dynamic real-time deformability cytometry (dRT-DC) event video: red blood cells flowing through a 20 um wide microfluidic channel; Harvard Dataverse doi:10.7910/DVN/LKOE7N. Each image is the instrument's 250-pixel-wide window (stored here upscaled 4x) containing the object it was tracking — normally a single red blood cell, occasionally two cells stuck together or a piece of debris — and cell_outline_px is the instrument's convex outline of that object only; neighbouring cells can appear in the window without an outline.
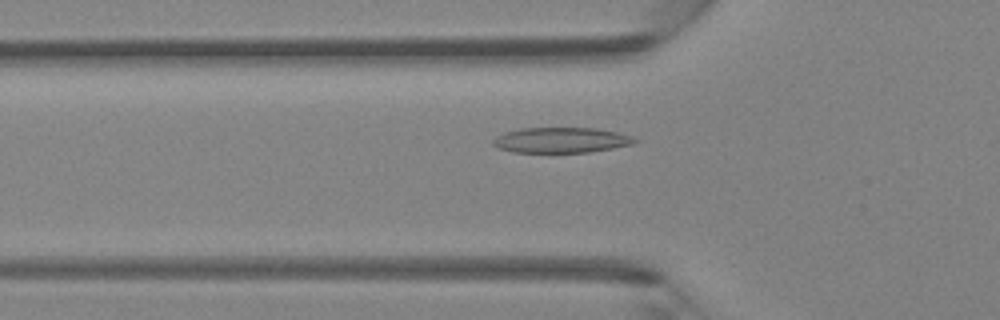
{"species": "Egyptian fruit bat (a non-hibernating species)", "species_latin": "Rousettus aegyptiacus", "temperature_condition": "room temperature", "stored_images_in_passage": 46, "camera_frame_rate_fps": 3000, "um_per_image_px": 0.085, "animal": {"sex": "female"}, "frame": {"image": 1, "passage_image": 16, "time_ms": 5.0, "image_size_px": [1000, 320], "cell_outline_px": [[640, 140], [632, 144], [612, 148], [588, 152], [512, 152], [500, 148], [492, 144], [492, 140], [496, 136], [520, 128], [596, 128], [616, 132], [632, 136]], "centroid_in_image_um": [47.71, 11.91], "position_along_channel_um": 78.1, "area_um2": 20.81}}
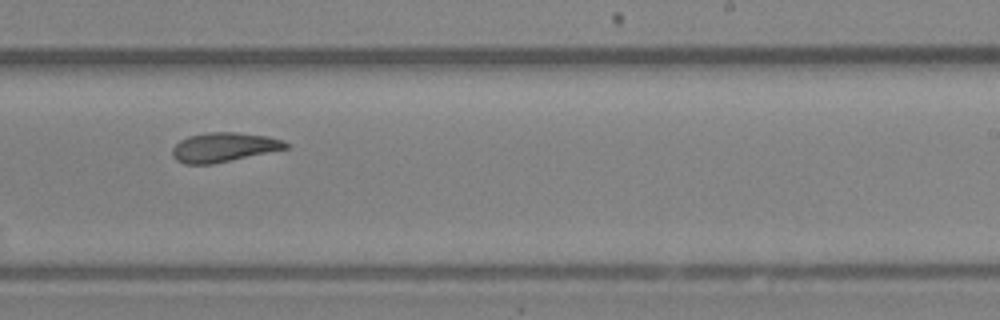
{"frame": {"image": 2, "passage_image": 29, "time_ms": 9.333, "image_size_px": [1000, 320], "cell_outline_px": [[288, 148], [212, 164], [184, 164], [176, 160], [172, 156], [172, 148], [180, 140], [188, 136], [208, 132], [236, 132], [268, 136], [280, 140], [288, 144]], "centroid_in_image_um": [18.97, 12.51], "position_along_channel_um": 270.0, "area_um2": 19.25}}
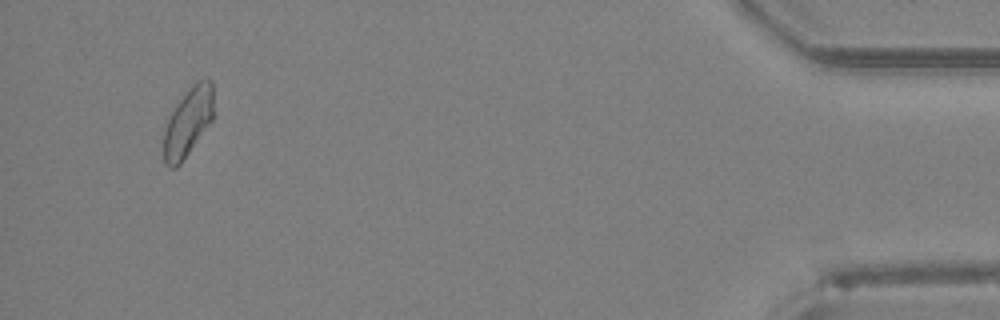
{"frame": {"image": 3, "passage_image": 44, "time_ms": 14.333, "image_size_px": [1000, 320], "cell_outline_px": [[212, 120], [180, 164], [176, 168], [168, 168], [164, 164], [164, 132], [168, 116], [176, 104], [192, 84], [196, 80], [208, 76], [212, 80]], "centroid_in_image_um": [15.96, 10.35], "position_along_channel_um": 419.2, "area_um2": 19.94}}